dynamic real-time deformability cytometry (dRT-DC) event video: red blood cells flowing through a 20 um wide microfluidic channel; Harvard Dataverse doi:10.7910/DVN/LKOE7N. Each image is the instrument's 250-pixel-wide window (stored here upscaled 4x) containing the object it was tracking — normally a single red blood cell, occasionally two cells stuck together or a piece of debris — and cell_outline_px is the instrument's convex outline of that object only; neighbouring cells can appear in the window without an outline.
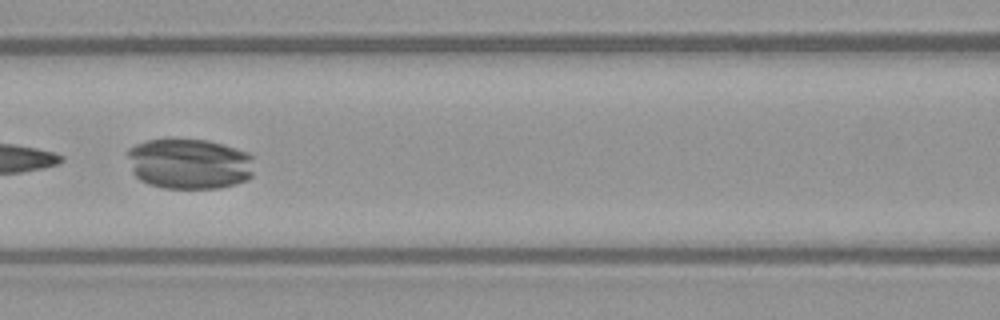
{"species": "common noctule bat (a hibernating species)", "species_latin": "Nyctalus noctula", "temperature_condition": "warm", "stored_images_in_passage": 5, "camera_frame_rate_fps": 3000, "um_per_image_px": 0.085, "animal": {"sex": "female", "body_mass_g": 21.9}, "frame": {"image": 1, "passage_image": 5, "time_ms": 8.0, "image_size_px": [1000, 320], "cell_outline_px": [[252, 176], [244, 180], [220, 188], [164, 188], [148, 184], [140, 180], [132, 172], [128, 156], [128, 148], [136, 144], [148, 140], [172, 136], [208, 140], [248, 152], [252, 156]], "centroid_in_image_um": [16.05, 13.88], "position_along_channel_um": 150.6, "area_um2": 37.97}}